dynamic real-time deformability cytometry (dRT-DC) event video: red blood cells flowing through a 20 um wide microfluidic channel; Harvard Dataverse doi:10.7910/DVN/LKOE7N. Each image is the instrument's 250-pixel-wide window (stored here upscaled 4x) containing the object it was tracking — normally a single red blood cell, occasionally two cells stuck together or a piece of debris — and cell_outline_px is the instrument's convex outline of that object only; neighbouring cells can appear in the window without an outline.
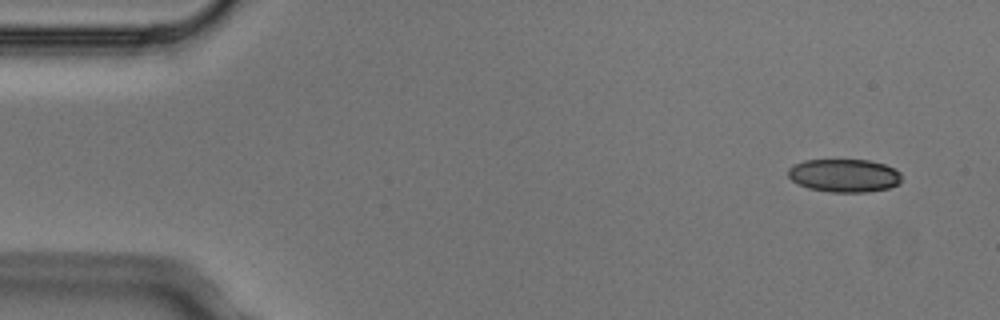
{"species": "Egyptian fruit bat (a non-hibernating species)", "species_latin": "Rousettus aegyptiacus", "temperature_condition": "cold", "stored_images_in_passage": 3, "camera_frame_rate_fps": 3000, "um_per_image_px": 0.085, "animal": {"sex": "male"}, "frame": {"image": 1, "passage_image": 1, "time_ms": 0.0, "image_size_px": [1000, 320], "cell_outline_px": [[900, 184], [888, 188], [864, 192], [828, 192], [808, 188], [792, 180], [788, 176], [788, 168], [792, 164], [804, 160], [868, 160], [884, 164], [900, 172]], "centroid_in_image_um": [71.73, 14.92], "position_along_channel_um": 13.3, "area_um2": 21.91}}
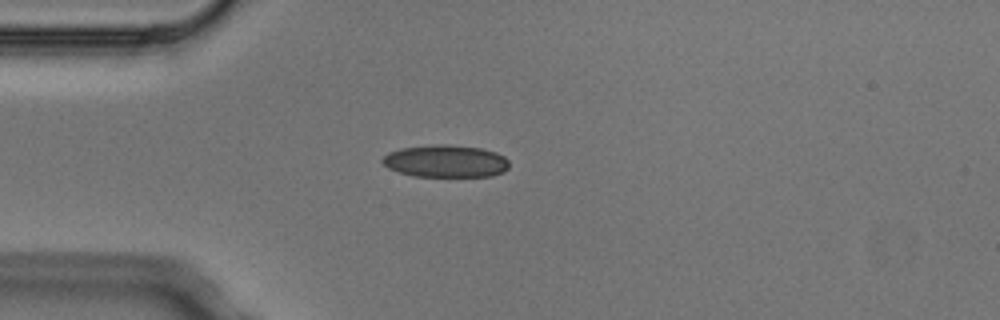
{"frame": {"image": 2, "passage_image": 3, "time_ms": 0.667, "image_size_px": [1000, 320], "cell_outline_px": [[508, 168], [504, 172], [492, 176], [412, 176], [388, 168], [380, 160], [388, 152], [400, 148], [432, 144], [448, 144], [480, 148], [496, 152], [504, 156], [508, 160]], "centroid_in_image_um": [37.87, 13.69], "position_along_channel_um": 47.1, "area_um2": 24.04}}